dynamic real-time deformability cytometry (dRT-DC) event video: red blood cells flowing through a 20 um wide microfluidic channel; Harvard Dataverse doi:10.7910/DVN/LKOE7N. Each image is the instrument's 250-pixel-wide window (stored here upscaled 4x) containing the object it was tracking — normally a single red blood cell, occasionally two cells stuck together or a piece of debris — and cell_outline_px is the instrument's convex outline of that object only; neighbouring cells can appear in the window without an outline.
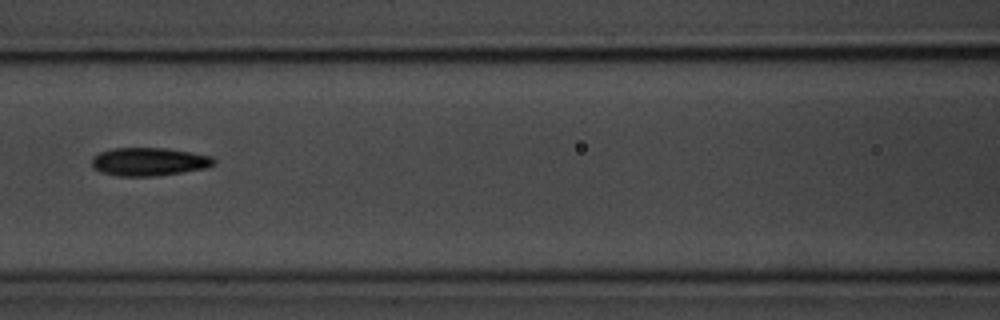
{"species": "common noctule bat (a hibernating species)", "species_latin": "Nyctalus noctula", "temperature_condition": "room temperature", "stored_images_in_passage": 7, "camera_frame_rate_fps": 3000, "um_per_image_px": 0.085, "animal": {"sex": "male", "body_mass_g": 20.1, "forearm_length_mm": 53.5}, "frame": {"image": 1, "passage_image": 7, "time_ms": 7.0, "image_size_px": [1000, 320], "cell_outline_px": [[216, 164], [208, 168], [184, 172], [156, 176], [116, 176], [100, 172], [92, 168], [92, 156], [100, 152], [112, 148], [168, 148], [192, 152], [212, 156], [216, 160]], "centroid_in_image_um": [12.69, 13.75], "position_along_channel_um": 153.9, "area_um2": 20.46}}